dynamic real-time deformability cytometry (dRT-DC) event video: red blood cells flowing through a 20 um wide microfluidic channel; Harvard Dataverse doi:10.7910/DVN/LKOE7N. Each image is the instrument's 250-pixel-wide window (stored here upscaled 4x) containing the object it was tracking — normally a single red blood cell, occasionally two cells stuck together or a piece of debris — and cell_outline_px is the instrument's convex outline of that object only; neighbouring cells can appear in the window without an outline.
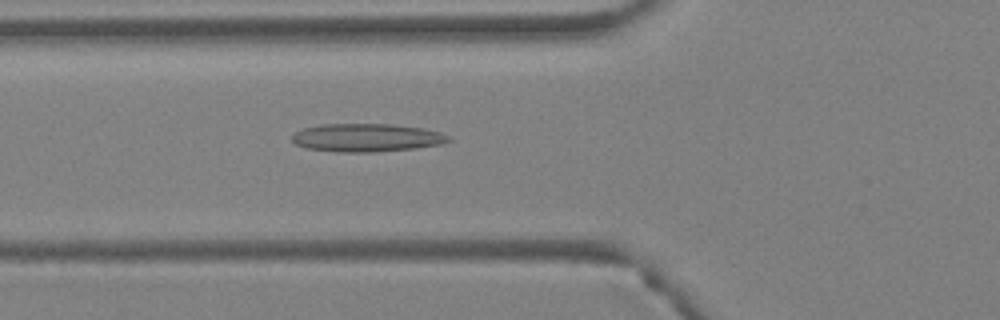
{"species": "Egyptian fruit bat (a non-hibernating species)", "species_latin": "Rousettus aegyptiacus", "temperature_condition": "warm", "stored_images_in_passage": 41, "camera_frame_rate_fps": 3000, "um_per_image_px": 0.085, "animal": {"sex": "female"}, "frame": {"image": 1, "passage_image": 15, "time_ms": 4.667, "image_size_px": [1000, 320], "cell_outline_px": [[452, 140], [440, 144], [412, 148], [372, 152], [336, 152], [308, 148], [296, 144], [292, 140], [292, 136], [296, 132], [304, 128], [324, 124], [392, 124], [424, 128], [440, 132], [448, 136]], "centroid_in_image_um": [31.17, 11.7], "position_along_channel_um": 94.6, "area_um2": 25.43}}
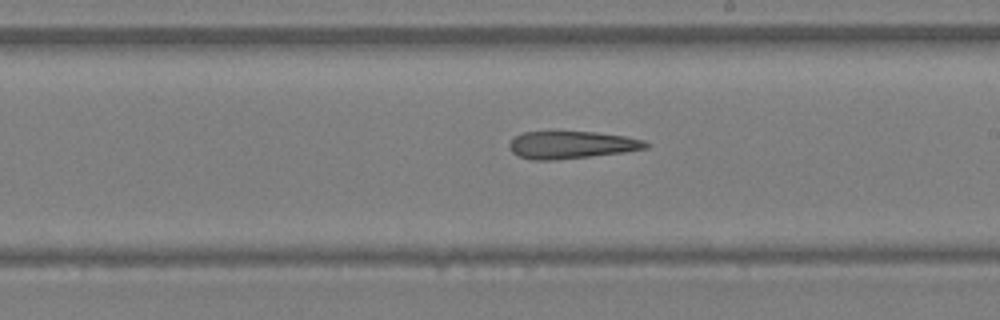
{"frame": {"image": 2, "passage_image": 24, "time_ms": 7.667, "image_size_px": [1000, 320], "cell_outline_px": [[652, 144], [648, 148], [624, 152], [556, 160], [532, 160], [520, 156], [512, 152], [508, 148], [508, 144], [516, 136], [524, 132], [596, 132], [624, 136], [644, 140]], "centroid_in_image_um": [48.6, 12.32], "position_along_channel_um": 240.4, "area_um2": 21.79}}
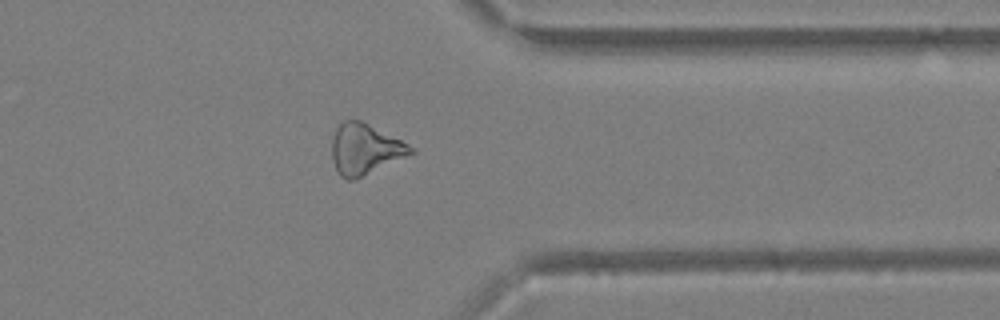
{"frame": {"image": 3, "passage_image": 33, "time_ms": 10.667, "image_size_px": [1000, 320], "cell_outline_px": [[416, 152], [352, 180], [348, 180], [340, 176], [332, 160], [332, 140], [336, 128], [344, 120], [360, 120], [416, 148]], "centroid_in_image_um": [31.0, 12.67], "position_along_channel_um": 380.4, "area_um2": 22.83}}